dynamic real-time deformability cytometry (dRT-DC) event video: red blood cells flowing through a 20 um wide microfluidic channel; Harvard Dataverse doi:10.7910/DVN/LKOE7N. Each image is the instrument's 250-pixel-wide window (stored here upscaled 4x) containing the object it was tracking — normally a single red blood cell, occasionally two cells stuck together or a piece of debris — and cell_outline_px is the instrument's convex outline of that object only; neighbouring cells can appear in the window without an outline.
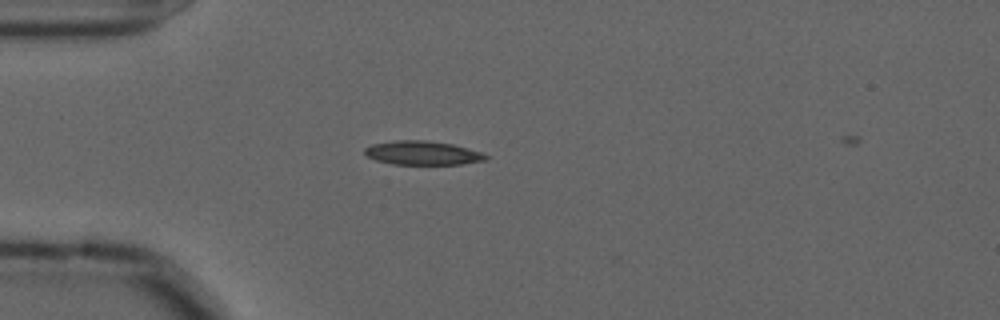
{"species": "common noctule bat (a hibernating species)", "species_latin": "Nyctalus noctula", "temperature_condition": "cold", "stored_images_in_passage": 12, "camera_frame_rate_fps": 3000, "um_per_image_px": 0.085, "animal": {"sex": "male", "forearm_length_mm": 52.5}, "frame": {"image": 1, "passage_image": 10, "time_ms": 3.0, "image_size_px": [1000, 320], "cell_outline_px": [[488, 160], [460, 164], [392, 164], [376, 160], [368, 156], [364, 152], [364, 148], [372, 144], [396, 140], [424, 140], [452, 144], [468, 148], [480, 152], [488, 156]], "centroid_in_image_um": [35.91, 13.0], "position_along_channel_um": 49.1, "area_um2": 16.76}}